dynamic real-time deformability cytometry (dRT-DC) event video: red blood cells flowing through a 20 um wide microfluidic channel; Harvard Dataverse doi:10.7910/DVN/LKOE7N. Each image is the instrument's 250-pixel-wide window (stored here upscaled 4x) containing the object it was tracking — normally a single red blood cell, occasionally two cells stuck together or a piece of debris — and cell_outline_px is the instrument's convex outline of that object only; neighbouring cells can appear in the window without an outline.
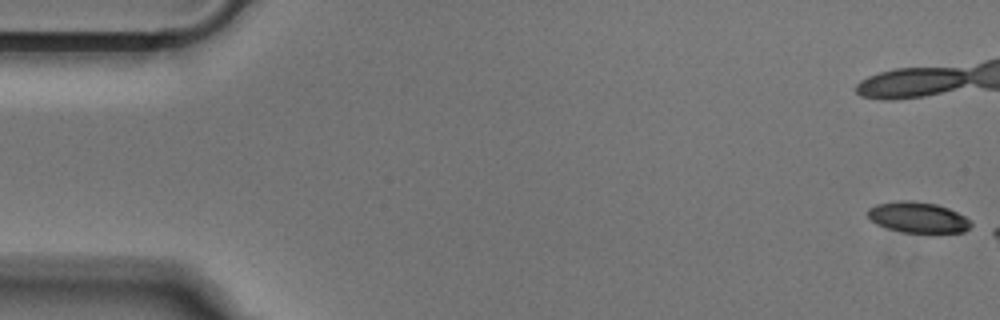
{"species": "Egyptian fruit bat (a non-hibernating species)", "species_latin": "Rousettus aegyptiacus", "temperature_condition": "cold", "stored_images_in_passage": 11, "camera_frame_rate_fps": 3000, "um_per_image_px": 0.085, "animal": {"sex": "male"}, "frame": {"image": 1, "passage_image": 1, "time_ms": 0.0, "image_size_px": [1000, 320], "cell_outline_px": [[972, 224], [964, 232], [928, 236], [904, 232], [888, 228], [876, 224], [868, 216], [868, 208], [876, 204], [900, 200], [904, 200], [936, 204], [948, 208], [964, 216]], "centroid_in_image_um": [78.05, 18.53], "position_along_channel_um": 6.9, "area_um2": 19.02}}